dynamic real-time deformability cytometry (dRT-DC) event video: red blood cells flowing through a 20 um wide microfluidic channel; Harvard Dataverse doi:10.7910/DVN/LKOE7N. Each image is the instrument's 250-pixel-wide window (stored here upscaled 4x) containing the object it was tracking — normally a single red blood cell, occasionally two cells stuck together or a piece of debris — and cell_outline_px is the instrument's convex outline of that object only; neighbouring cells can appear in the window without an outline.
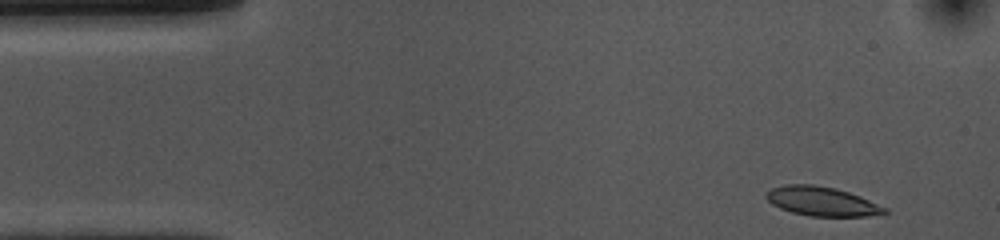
{"species": "common noctule bat (a hibernating species)", "species_latin": "Nyctalus noctula", "temperature_condition": "cold", "stored_images_in_passage": 40, "camera_frame_rate_fps": 3000, "um_per_image_px": 0.085, "animal": {"sex": "female", "body_mass_g": 10.0, "forearm_length_mm": 53.1}, "frame": {"image": 1, "passage_image": 1, "time_ms": 0.0, "image_size_px": [1000, 240], "cell_outline_px": [[888, 212], [864, 216], [808, 216], [792, 212], [780, 208], [772, 204], [764, 196], [764, 192], [772, 188], [788, 184], [812, 184], [836, 188], [860, 196], [888, 208]], "centroid_in_image_um": [69.83, 17.1], "position_along_channel_um": 15.2, "area_um2": 20.11}}
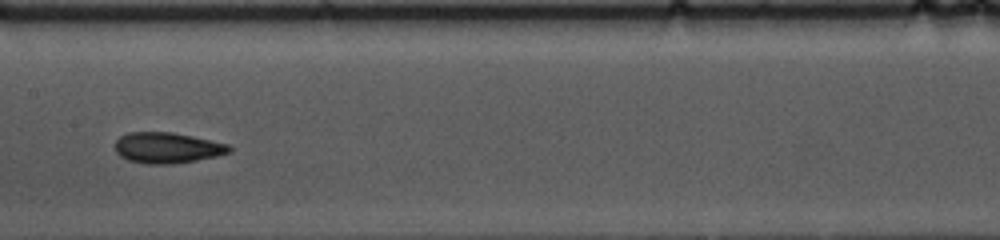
{"frame": {"image": 2, "passage_image": 22, "time_ms": 7.0, "image_size_px": [1000, 240], "cell_outline_px": [[232, 152], [216, 156], [196, 160], [172, 164], [148, 164], [128, 160], [120, 156], [116, 152], [116, 140], [120, 136], [128, 132], [172, 132], [192, 136], [228, 144], [232, 148]], "centroid_in_image_um": [14.22, 12.56], "position_along_channel_um": 193.2, "area_um2": 20.46}}
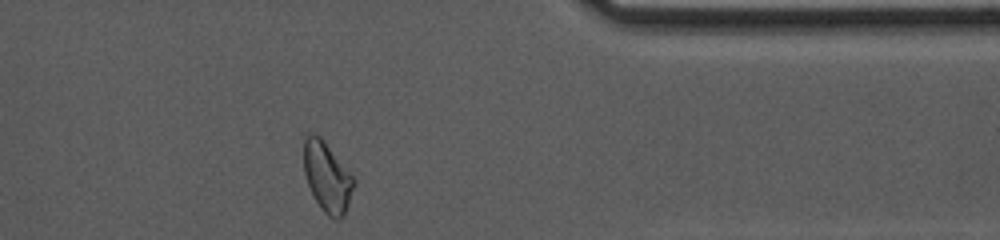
{"frame": {"image": 3, "passage_image": 39, "time_ms": 12.667, "image_size_px": [1000, 240], "cell_outline_px": [[356, 184], [344, 216], [340, 220], [332, 220], [320, 208], [308, 184], [304, 172], [304, 136], [308, 132], [312, 132], [320, 136], [356, 180]], "centroid_in_image_um": [27.82, 15.06], "position_along_channel_um": 383.6, "area_um2": 20.52}, "authors_computed_cell_mechanics": {"area_um2": 20.2878, "velocity_mm_per_s": 3.7041, "shape_relaxation_time_tau1_ms": 8.3382, "shape_relaxation_time_tau2_ms": 1.98, "deformation_change_tau1": 0.1864, "deformation_change_tau2": 0.0742}}